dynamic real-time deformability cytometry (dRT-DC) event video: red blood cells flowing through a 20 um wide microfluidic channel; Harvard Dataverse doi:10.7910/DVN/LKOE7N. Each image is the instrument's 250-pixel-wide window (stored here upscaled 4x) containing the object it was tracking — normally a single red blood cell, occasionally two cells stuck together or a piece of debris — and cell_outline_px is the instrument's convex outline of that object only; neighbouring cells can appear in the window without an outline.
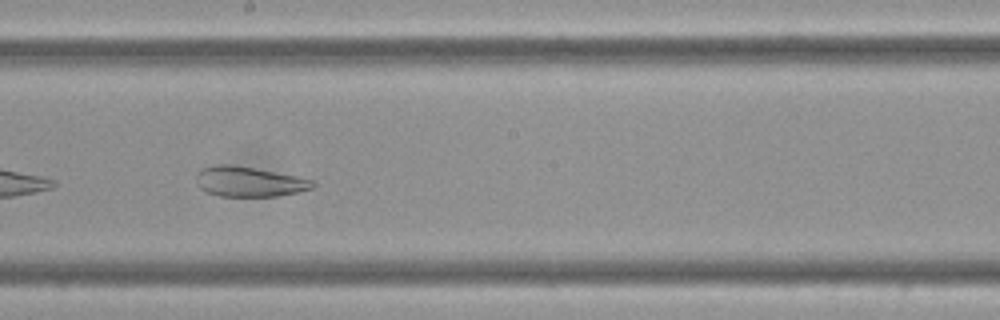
{"species": "Egyptian fruit bat (a non-hibernating species)", "species_latin": "Rousettus aegyptiacus", "temperature_condition": "cold", "stored_images_in_passage": 9, "camera_frame_rate_fps": 3000, "um_per_image_px": 0.085, "frame": {"image": 1, "passage_image": 8, "time_ms": 2.333, "image_size_px": [1000, 320], "cell_outline_px": [[316, 184], [312, 188], [300, 192], [276, 196], [220, 196], [204, 192], [196, 184], [196, 172], [200, 168], [216, 164], [232, 164], [296, 176], [312, 180]], "centroid_in_image_um": [21.11, 15.44], "position_along_channel_um": 227.1, "area_um2": 20.58}}